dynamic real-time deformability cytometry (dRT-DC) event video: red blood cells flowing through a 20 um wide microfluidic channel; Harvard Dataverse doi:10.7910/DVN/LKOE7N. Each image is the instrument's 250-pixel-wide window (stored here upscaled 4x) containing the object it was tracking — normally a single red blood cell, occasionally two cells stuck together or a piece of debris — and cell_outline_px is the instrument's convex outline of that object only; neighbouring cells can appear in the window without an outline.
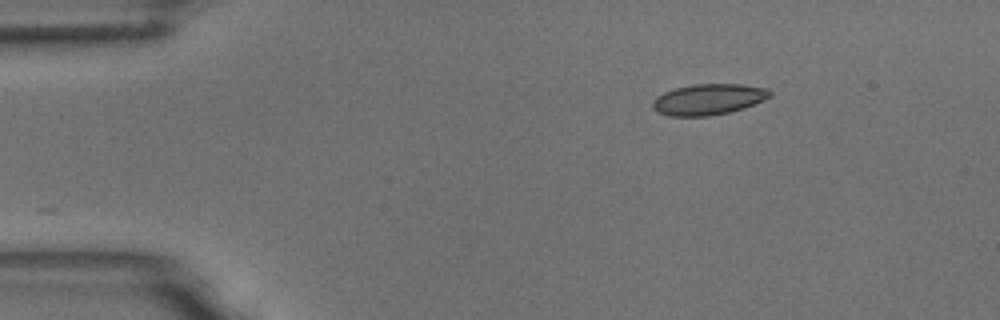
{"species": "common noctule bat (a hibernating species)", "species_latin": "Nyctalus noctula", "temperature_condition": "room temperature", "stored_images_in_passage": 47, "camera_frame_rate_fps": 3000, "um_per_image_px": 0.085, "animal": {"sex": "male", "body_mass_g": 18.8}, "frame": {"image": 1, "passage_image": 1, "time_ms": 0.0, "image_size_px": [1000, 320], "cell_outline_px": [[772, 96], [764, 100], [744, 108], [728, 112], [708, 116], [668, 116], [656, 112], [652, 108], [652, 100], [656, 96], [664, 92], [676, 88], [696, 84], [744, 84], [768, 88], [772, 92]], "centroid_in_image_um": [60.22, 8.44], "position_along_channel_um": 24.8, "area_um2": 21.33}}
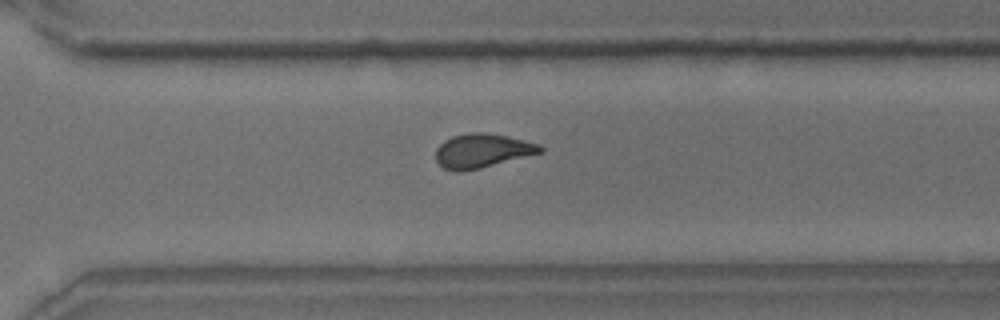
{"frame": {"image": 2, "passage_image": 31, "time_ms": 10.0, "image_size_px": [1000, 320], "cell_outline_px": [[544, 152], [480, 168], [460, 172], [456, 172], [444, 168], [436, 160], [436, 148], [444, 140], [452, 136], [472, 132], [484, 132], [508, 136], [540, 144], [544, 148]], "centroid_in_image_um": [41.0, 12.81], "position_along_channel_um": 329.6, "area_um2": 20.81}}
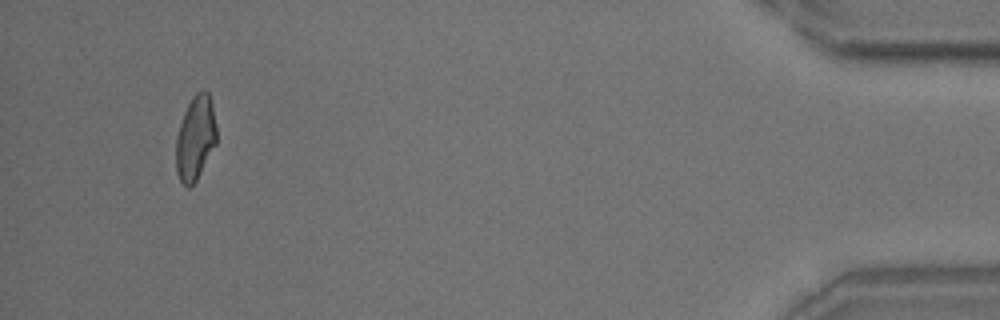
{"frame": {"image": 3, "passage_image": 44, "time_ms": 14.333, "image_size_px": [1000, 320], "cell_outline_px": [[216, 144], [196, 180], [188, 188], [180, 180], [176, 172], [176, 136], [184, 112], [192, 96], [196, 92], [204, 88], [208, 92], [212, 104], [216, 124]], "centroid_in_image_um": [16.61, 11.7], "position_along_channel_um": 418.6, "area_um2": 19.94}, "authors_computed_cell_mechanics": {"area_um2": 20.9814, "velocity_mm_per_s": 3.7202, "shape_relaxation_time_tau1_ms": 5.8355, "shape_relaxation_time_tau2_ms": 1.5715, "deformation_change_tau1": 0.1445, "deformation_change_tau2": 0.0622}}